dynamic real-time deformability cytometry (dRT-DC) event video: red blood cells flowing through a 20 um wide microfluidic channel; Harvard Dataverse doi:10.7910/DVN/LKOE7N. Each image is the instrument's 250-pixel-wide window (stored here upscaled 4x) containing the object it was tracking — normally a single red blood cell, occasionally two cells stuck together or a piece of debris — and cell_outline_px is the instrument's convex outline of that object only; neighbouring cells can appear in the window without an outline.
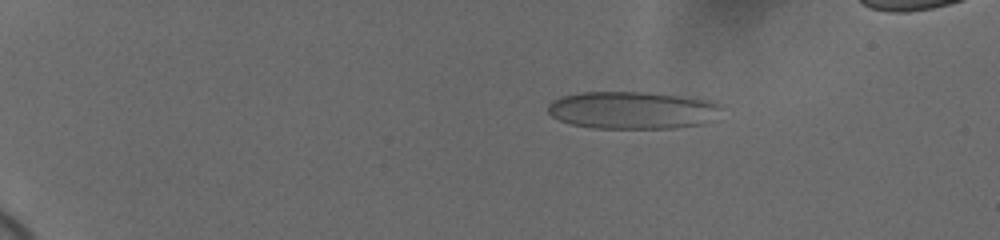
{"species": "human", "species_latin": "Homo sapiens", "temperature_condition": "cold", "stored_images_in_passage": 51, "camera_frame_rate_fps": 3000, "um_per_image_px": 0.085, "donor": {"sex": "female"}, "frame": {"image": 1, "passage_image": 4, "time_ms": 1.0, "image_size_px": [1000, 240], "cell_outline_px": [[720, 108], [700, 124], [672, 128], [592, 128], [572, 124], [560, 120], [552, 116], [548, 112], [548, 104], [552, 100], [560, 96], [584, 92], [640, 92], [676, 96], [704, 100], [716, 104]], "centroid_in_image_um": [53.57, 9.37], "position_along_channel_um": 31.4, "area_um2": 36.82}}
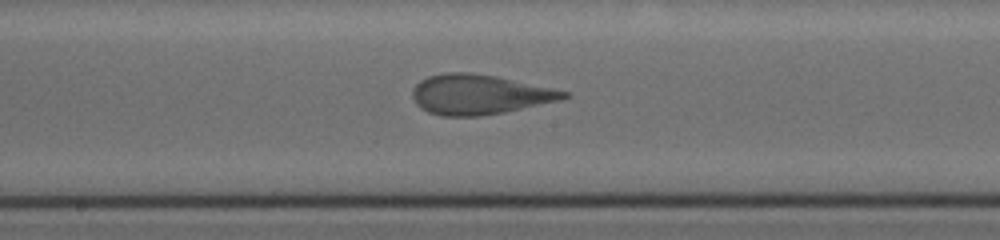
{"frame": {"image": 2, "passage_image": 27, "time_ms": 8.667, "image_size_px": [1000, 240], "cell_outline_px": [[568, 96], [560, 100], [504, 112], [480, 116], [440, 116], [428, 112], [420, 108], [416, 104], [412, 96], [412, 88], [420, 80], [428, 76], [444, 72], [472, 72], [496, 76], [552, 88], [568, 92]], "centroid_in_image_um": [40.68, 8.02], "position_along_channel_um": 207.5, "area_um2": 35.14}}
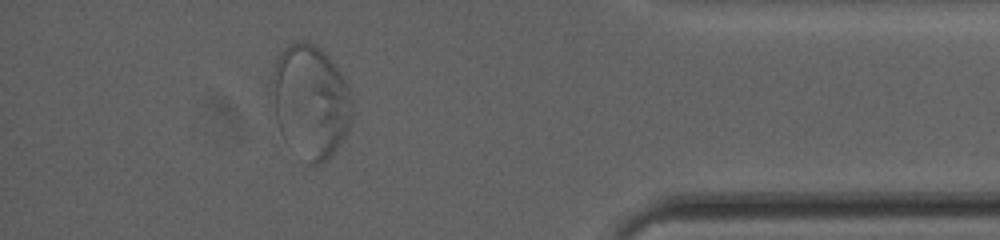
{"frame": {"image": 3, "passage_image": 46, "time_ms": 15.0, "image_size_px": [1000, 240], "cell_outline_px": [[352, 112], [348, 132], [340, 144], [328, 160], [320, 164], [308, 164], [276, 116], [272, 80], [272, 72], [276, 60], [280, 52], [292, 40], [304, 40], [316, 44], [328, 56], [340, 72], [348, 88]], "centroid_in_image_um": [26.44, 8.52], "position_along_channel_um": 408.8, "area_um2": 51.44}}